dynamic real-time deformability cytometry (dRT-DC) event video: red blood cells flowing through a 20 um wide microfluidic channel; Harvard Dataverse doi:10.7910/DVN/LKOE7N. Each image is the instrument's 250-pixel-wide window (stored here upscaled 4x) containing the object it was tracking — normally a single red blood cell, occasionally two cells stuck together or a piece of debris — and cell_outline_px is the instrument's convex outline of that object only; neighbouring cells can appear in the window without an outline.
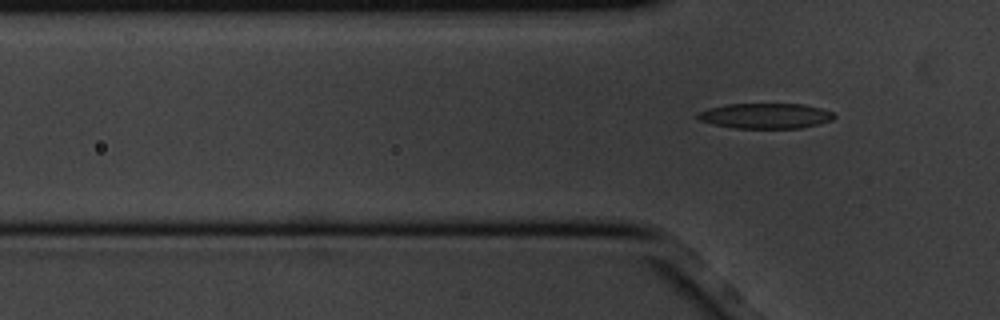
{"species": "common noctule bat (a hibernating species)", "species_latin": "Nyctalus noctula", "temperature_condition": "cold", "stored_images_in_passage": 5, "camera_frame_rate_fps": 3000, "um_per_image_px": 0.085, "animal": {"sex": "male", "body_mass_g": 20.1, "forearm_length_mm": 53.5}, "frame": {"image": 1, "passage_image": 5, "time_ms": 1.333, "image_size_px": [1000, 320], "cell_outline_px": [[836, 116], [832, 120], [820, 124], [800, 128], [732, 128], [712, 124], [700, 120], [696, 116], [696, 112], [708, 108], [728, 104], [804, 104], [820, 108], [832, 112]], "centroid_in_image_um": [65.05, 9.85], "position_along_channel_um": 60.7, "area_um2": 20.23}}